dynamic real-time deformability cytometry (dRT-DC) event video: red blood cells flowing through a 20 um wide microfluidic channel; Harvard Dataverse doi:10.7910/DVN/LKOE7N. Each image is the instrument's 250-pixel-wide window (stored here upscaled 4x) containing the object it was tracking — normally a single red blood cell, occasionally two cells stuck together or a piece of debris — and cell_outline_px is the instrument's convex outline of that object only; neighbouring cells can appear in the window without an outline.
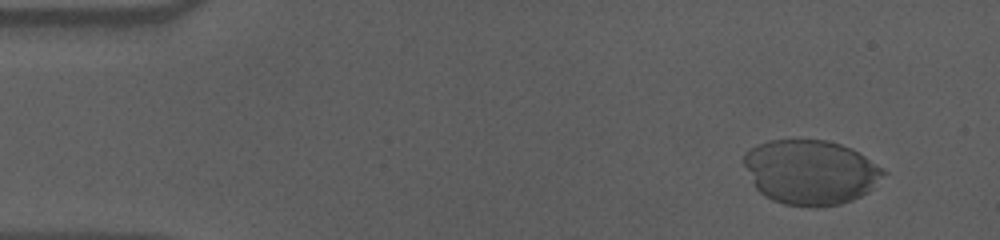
{"species": "human", "species_latin": "Homo sapiens", "temperature_condition": "cold", "stored_images_in_passage": 43, "camera_frame_rate_fps": 3000, "um_per_image_px": 0.085, "donor": {"sex": "male"}, "frame": {"image": 1, "passage_image": 1, "time_ms": 0.0, "image_size_px": [1000, 240], "cell_outline_px": [[888, 172], [868, 192], [852, 200], [840, 204], [816, 208], [812, 208], [784, 204], [772, 200], [764, 196], [756, 188], [744, 164], [744, 152], [768, 140], [824, 140], [840, 144], [852, 148]], "centroid_in_image_um": [68.91, 14.65], "position_along_channel_um": 16.1, "area_um2": 52.54}}
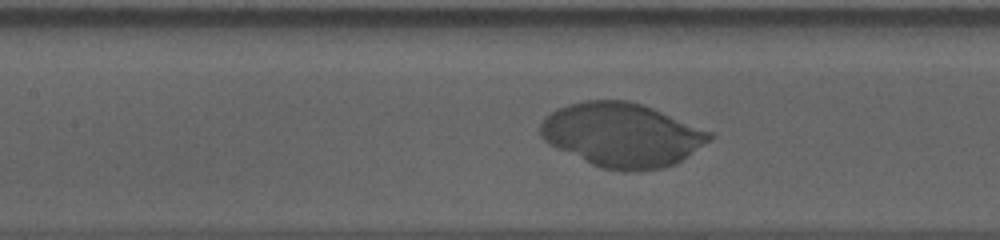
{"frame": {"image": 2, "passage_image": 22, "time_ms": 7.0, "image_size_px": [1000, 240], "cell_outline_px": [[716, 136], [712, 140], [676, 164], [664, 168], [636, 172], [620, 172], [600, 168], [556, 148], [548, 144], [540, 136], [540, 124], [544, 116], [556, 108], [568, 104], [584, 100], [628, 100], [644, 104], [716, 132]], "centroid_in_image_um": [52.91, 11.47], "position_along_channel_um": 154.5, "area_um2": 64.39}}
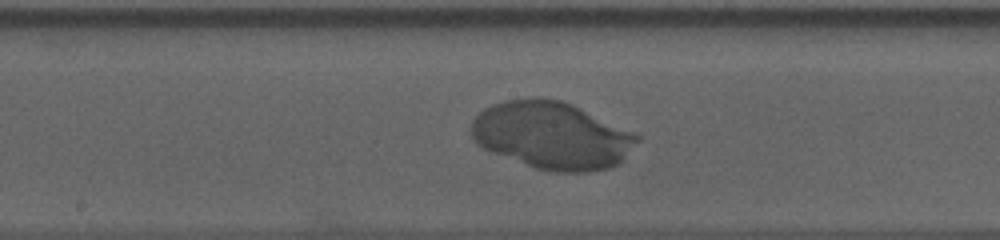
{"frame": {"image": 3, "passage_image": 26, "time_ms": 8.333, "image_size_px": [1000, 240], "cell_outline_px": [[640, 140], [624, 160], [620, 164], [608, 168], [588, 172], [552, 172], [536, 168], [492, 152], [476, 144], [472, 136], [472, 120], [484, 108], [492, 104], [504, 100], [528, 96], [540, 96], [564, 100], [636, 132], [640, 136]], "centroid_in_image_um": [46.95, 11.48], "position_along_channel_um": 201.2, "area_um2": 66.01}}